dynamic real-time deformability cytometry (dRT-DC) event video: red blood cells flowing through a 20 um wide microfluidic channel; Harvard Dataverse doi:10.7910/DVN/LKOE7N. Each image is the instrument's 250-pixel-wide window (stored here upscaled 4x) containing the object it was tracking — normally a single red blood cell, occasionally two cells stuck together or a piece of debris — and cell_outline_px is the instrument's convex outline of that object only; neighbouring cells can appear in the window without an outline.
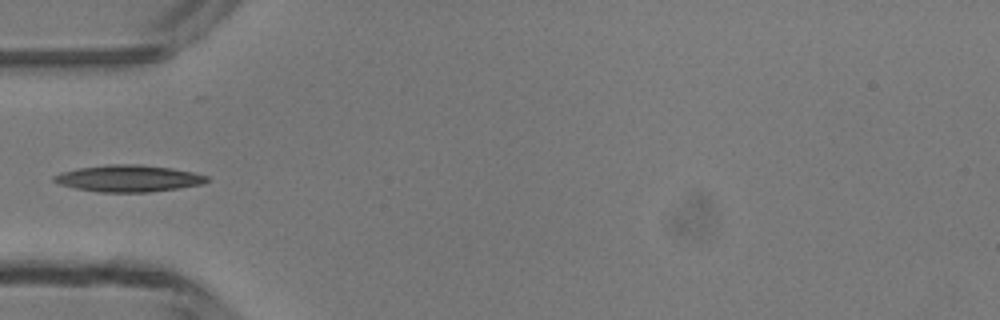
{"species": "common noctule bat (a hibernating species)", "species_latin": "Nyctalus noctula", "temperature_condition": "room temperature", "stored_images_in_passage": 4, "camera_frame_rate_fps": 3000, "um_per_image_px": 0.085, "animal": {"sex": "male", "body_mass_g": 13.3}, "frame": {"image": 1, "passage_image": 3, "time_ms": 2.667, "image_size_px": [1000, 320], "cell_outline_px": [[208, 180], [204, 184], [180, 188], [148, 192], [100, 192], [76, 188], [60, 184], [52, 180], [52, 176], [60, 172], [80, 168], [108, 164], [140, 164], [172, 168], [192, 172], [208, 176]], "centroid_in_image_um": [10.93, 15.16], "position_along_channel_um": 74.1, "area_um2": 23.81}}
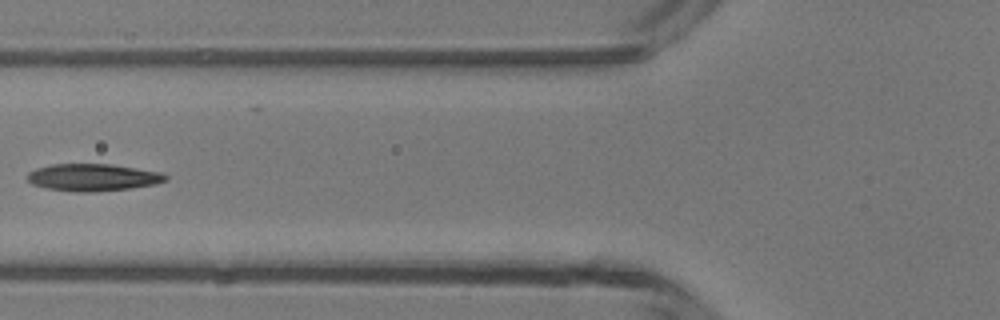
{"frame": {"image": 2, "passage_image": 4, "time_ms": 3.667, "image_size_px": [1000, 320], "cell_outline_px": [[168, 180], [156, 184], [132, 188], [92, 192], [76, 192], [48, 188], [32, 184], [28, 180], [28, 172], [36, 168], [52, 164], [112, 164], [164, 172], [168, 176]], "centroid_in_image_um": [7.96, 15.07], "position_along_channel_um": 117.8, "area_um2": 22.08}}